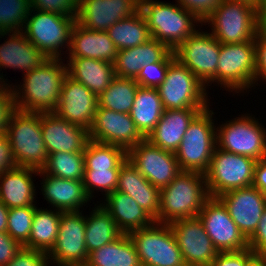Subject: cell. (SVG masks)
I'll use <instances>...</instances> for the list:
<instances>
[{
    "label": "cell",
    "mask_w": 266,
    "mask_h": 266,
    "mask_svg": "<svg viewBox=\"0 0 266 266\" xmlns=\"http://www.w3.org/2000/svg\"><path fill=\"white\" fill-rule=\"evenodd\" d=\"M62 60L48 59L40 67L23 74L21 86H11L17 110L42 113L55 111L67 76V66Z\"/></svg>",
    "instance_id": "6da1fadb"
},
{
    "label": "cell",
    "mask_w": 266,
    "mask_h": 266,
    "mask_svg": "<svg viewBox=\"0 0 266 266\" xmlns=\"http://www.w3.org/2000/svg\"><path fill=\"white\" fill-rule=\"evenodd\" d=\"M209 197L205 174L181 171L160 189L159 215L155 221L169 224L177 219L197 217Z\"/></svg>",
    "instance_id": "7a4b0ae2"
},
{
    "label": "cell",
    "mask_w": 266,
    "mask_h": 266,
    "mask_svg": "<svg viewBox=\"0 0 266 266\" xmlns=\"http://www.w3.org/2000/svg\"><path fill=\"white\" fill-rule=\"evenodd\" d=\"M140 10L152 38L172 51L198 30V23L202 26V21L178 2L171 4L157 0H140Z\"/></svg>",
    "instance_id": "3957f363"
},
{
    "label": "cell",
    "mask_w": 266,
    "mask_h": 266,
    "mask_svg": "<svg viewBox=\"0 0 266 266\" xmlns=\"http://www.w3.org/2000/svg\"><path fill=\"white\" fill-rule=\"evenodd\" d=\"M8 136L17 166L41 170L48 153L41 130V112L15 110L11 115Z\"/></svg>",
    "instance_id": "277c9868"
},
{
    "label": "cell",
    "mask_w": 266,
    "mask_h": 266,
    "mask_svg": "<svg viewBox=\"0 0 266 266\" xmlns=\"http://www.w3.org/2000/svg\"><path fill=\"white\" fill-rule=\"evenodd\" d=\"M207 23L211 34L224 44L255 42L259 33L257 7L243 1L222 0L202 25Z\"/></svg>",
    "instance_id": "5b68a950"
},
{
    "label": "cell",
    "mask_w": 266,
    "mask_h": 266,
    "mask_svg": "<svg viewBox=\"0 0 266 266\" xmlns=\"http://www.w3.org/2000/svg\"><path fill=\"white\" fill-rule=\"evenodd\" d=\"M210 107L201 111L189 124L178 150L176 159L181 171L205 174L216 148V125Z\"/></svg>",
    "instance_id": "8992f818"
},
{
    "label": "cell",
    "mask_w": 266,
    "mask_h": 266,
    "mask_svg": "<svg viewBox=\"0 0 266 266\" xmlns=\"http://www.w3.org/2000/svg\"><path fill=\"white\" fill-rule=\"evenodd\" d=\"M75 22L76 16H63L31 8L22 32L48 59H62L61 52H65V47L66 52L69 51Z\"/></svg>",
    "instance_id": "52a82bcc"
},
{
    "label": "cell",
    "mask_w": 266,
    "mask_h": 266,
    "mask_svg": "<svg viewBox=\"0 0 266 266\" xmlns=\"http://www.w3.org/2000/svg\"><path fill=\"white\" fill-rule=\"evenodd\" d=\"M205 85L176 58L169 64L164 81L157 87L164 110L208 108Z\"/></svg>",
    "instance_id": "ba28073f"
},
{
    "label": "cell",
    "mask_w": 266,
    "mask_h": 266,
    "mask_svg": "<svg viewBox=\"0 0 266 266\" xmlns=\"http://www.w3.org/2000/svg\"><path fill=\"white\" fill-rule=\"evenodd\" d=\"M216 148L259 161L266 157V129L252 114H241L217 126Z\"/></svg>",
    "instance_id": "9c48e42d"
},
{
    "label": "cell",
    "mask_w": 266,
    "mask_h": 266,
    "mask_svg": "<svg viewBox=\"0 0 266 266\" xmlns=\"http://www.w3.org/2000/svg\"><path fill=\"white\" fill-rule=\"evenodd\" d=\"M256 160L218 148L214 149L208 171L205 173L210 197L253 184Z\"/></svg>",
    "instance_id": "30bf717a"
},
{
    "label": "cell",
    "mask_w": 266,
    "mask_h": 266,
    "mask_svg": "<svg viewBox=\"0 0 266 266\" xmlns=\"http://www.w3.org/2000/svg\"><path fill=\"white\" fill-rule=\"evenodd\" d=\"M141 266H179L184 263L169 224L154 221L129 233Z\"/></svg>",
    "instance_id": "8fae6325"
},
{
    "label": "cell",
    "mask_w": 266,
    "mask_h": 266,
    "mask_svg": "<svg viewBox=\"0 0 266 266\" xmlns=\"http://www.w3.org/2000/svg\"><path fill=\"white\" fill-rule=\"evenodd\" d=\"M255 74L254 42L221 43L217 84L228 92L243 93L253 87Z\"/></svg>",
    "instance_id": "7c38bea8"
},
{
    "label": "cell",
    "mask_w": 266,
    "mask_h": 266,
    "mask_svg": "<svg viewBox=\"0 0 266 266\" xmlns=\"http://www.w3.org/2000/svg\"><path fill=\"white\" fill-rule=\"evenodd\" d=\"M220 47L221 43L210 32L197 30L173 52L175 58L207 87L217 83Z\"/></svg>",
    "instance_id": "4fadbf2b"
},
{
    "label": "cell",
    "mask_w": 266,
    "mask_h": 266,
    "mask_svg": "<svg viewBox=\"0 0 266 266\" xmlns=\"http://www.w3.org/2000/svg\"><path fill=\"white\" fill-rule=\"evenodd\" d=\"M198 217L218 252H235L249 248L248 240L218 197H209Z\"/></svg>",
    "instance_id": "5bb4252c"
},
{
    "label": "cell",
    "mask_w": 266,
    "mask_h": 266,
    "mask_svg": "<svg viewBox=\"0 0 266 266\" xmlns=\"http://www.w3.org/2000/svg\"><path fill=\"white\" fill-rule=\"evenodd\" d=\"M82 212L61 213L57 241L48 253L51 265L87 263L89 253L85 243V216Z\"/></svg>",
    "instance_id": "9a60e30c"
},
{
    "label": "cell",
    "mask_w": 266,
    "mask_h": 266,
    "mask_svg": "<svg viewBox=\"0 0 266 266\" xmlns=\"http://www.w3.org/2000/svg\"><path fill=\"white\" fill-rule=\"evenodd\" d=\"M127 159L155 187L167 186L181 172L176 155L147 139L127 151Z\"/></svg>",
    "instance_id": "2e32d148"
},
{
    "label": "cell",
    "mask_w": 266,
    "mask_h": 266,
    "mask_svg": "<svg viewBox=\"0 0 266 266\" xmlns=\"http://www.w3.org/2000/svg\"><path fill=\"white\" fill-rule=\"evenodd\" d=\"M169 225L185 263L194 266H211L218 251L198 216L177 219Z\"/></svg>",
    "instance_id": "e0dca14e"
},
{
    "label": "cell",
    "mask_w": 266,
    "mask_h": 266,
    "mask_svg": "<svg viewBox=\"0 0 266 266\" xmlns=\"http://www.w3.org/2000/svg\"><path fill=\"white\" fill-rule=\"evenodd\" d=\"M89 139L99 143L117 145L128 151L145 137L137 129L130 113L97 108Z\"/></svg>",
    "instance_id": "ac0fdd59"
},
{
    "label": "cell",
    "mask_w": 266,
    "mask_h": 266,
    "mask_svg": "<svg viewBox=\"0 0 266 266\" xmlns=\"http://www.w3.org/2000/svg\"><path fill=\"white\" fill-rule=\"evenodd\" d=\"M98 107V97L84 84L65 77L54 111L60 118L90 130Z\"/></svg>",
    "instance_id": "d6986e66"
},
{
    "label": "cell",
    "mask_w": 266,
    "mask_h": 266,
    "mask_svg": "<svg viewBox=\"0 0 266 266\" xmlns=\"http://www.w3.org/2000/svg\"><path fill=\"white\" fill-rule=\"evenodd\" d=\"M218 198L226 206L230 217L248 240L254 234L266 209V196L251 185L227 191Z\"/></svg>",
    "instance_id": "ffe728a7"
},
{
    "label": "cell",
    "mask_w": 266,
    "mask_h": 266,
    "mask_svg": "<svg viewBox=\"0 0 266 266\" xmlns=\"http://www.w3.org/2000/svg\"><path fill=\"white\" fill-rule=\"evenodd\" d=\"M140 9V0H78L76 21L89 30L107 31Z\"/></svg>",
    "instance_id": "44dd1931"
},
{
    "label": "cell",
    "mask_w": 266,
    "mask_h": 266,
    "mask_svg": "<svg viewBox=\"0 0 266 266\" xmlns=\"http://www.w3.org/2000/svg\"><path fill=\"white\" fill-rule=\"evenodd\" d=\"M41 130L48 154L82 152L89 140L84 127L70 123L54 112H41Z\"/></svg>",
    "instance_id": "7402d4cb"
},
{
    "label": "cell",
    "mask_w": 266,
    "mask_h": 266,
    "mask_svg": "<svg viewBox=\"0 0 266 266\" xmlns=\"http://www.w3.org/2000/svg\"><path fill=\"white\" fill-rule=\"evenodd\" d=\"M5 35H8V38L0 45V71L2 68H11L22 70L24 74H27L35 68L40 67L48 60V58L26 38L22 31L0 33V38H4ZM1 74L0 83L10 85V82H6L7 79L4 78L3 72Z\"/></svg>",
    "instance_id": "603a6c76"
},
{
    "label": "cell",
    "mask_w": 266,
    "mask_h": 266,
    "mask_svg": "<svg viewBox=\"0 0 266 266\" xmlns=\"http://www.w3.org/2000/svg\"><path fill=\"white\" fill-rule=\"evenodd\" d=\"M206 108L164 110L156 127L145 138L151 144L175 153L192 120Z\"/></svg>",
    "instance_id": "cb8c5ba5"
},
{
    "label": "cell",
    "mask_w": 266,
    "mask_h": 266,
    "mask_svg": "<svg viewBox=\"0 0 266 266\" xmlns=\"http://www.w3.org/2000/svg\"><path fill=\"white\" fill-rule=\"evenodd\" d=\"M39 176H42V195L55 210L81 211L80 208L91 200L85 192L83 181L56 177L42 170H39Z\"/></svg>",
    "instance_id": "d4e9b609"
},
{
    "label": "cell",
    "mask_w": 266,
    "mask_h": 266,
    "mask_svg": "<svg viewBox=\"0 0 266 266\" xmlns=\"http://www.w3.org/2000/svg\"><path fill=\"white\" fill-rule=\"evenodd\" d=\"M118 49L107 31L89 30L77 21L72 27L69 58H91L114 63Z\"/></svg>",
    "instance_id": "484cf974"
},
{
    "label": "cell",
    "mask_w": 266,
    "mask_h": 266,
    "mask_svg": "<svg viewBox=\"0 0 266 266\" xmlns=\"http://www.w3.org/2000/svg\"><path fill=\"white\" fill-rule=\"evenodd\" d=\"M35 175H39L38 170L23 166H17L1 174L0 201L8 209L35 206L37 193L33 183Z\"/></svg>",
    "instance_id": "4316f807"
},
{
    "label": "cell",
    "mask_w": 266,
    "mask_h": 266,
    "mask_svg": "<svg viewBox=\"0 0 266 266\" xmlns=\"http://www.w3.org/2000/svg\"><path fill=\"white\" fill-rule=\"evenodd\" d=\"M116 190L131 196L154 220L158 218L160 189L153 186L129 160L120 167Z\"/></svg>",
    "instance_id": "83f0119b"
},
{
    "label": "cell",
    "mask_w": 266,
    "mask_h": 266,
    "mask_svg": "<svg viewBox=\"0 0 266 266\" xmlns=\"http://www.w3.org/2000/svg\"><path fill=\"white\" fill-rule=\"evenodd\" d=\"M101 205L110 213L123 234L151 225L155 220L129 195L115 190ZM104 203V204H103Z\"/></svg>",
    "instance_id": "f1b7e54d"
},
{
    "label": "cell",
    "mask_w": 266,
    "mask_h": 266,
    "mask_svg": "<svg viewBox=\"0 0 266 266\" xmlns=\"http://www.w3.org/2000/svg\"><path fill=\"white\" fill-rule=\"evenodd\" d=\"M67 75L84 84L97 97L116 77L114 63L91 58H68Z\"/></svg>",
    "instance_id": "f546056e"
},
{
    "label": "cell",
    "mask_w": 266,
    "mask_h": 266,
    "mask_svg": "<svg viewBox=\"0 0 266 266\" xmlns=\"http://www.w3.org/2000/svg\"><path fill=\"white\" fill-rule=\"evenodd\" d=\"M171 50L156 39H150L144 44L119 50L114 62L117 77L135 79L141 67L146 63L161 61Z\"/></svg>",
    "instance_id": "4dcf8cb0"
},
{
    "label": "cell",
    "mask_w": 266,
    "mask_h": 266,
    "mask_svg": "<svg viewBox=\"0 0 266 266\" xmlns=\"http://www.w3.org/2000/svg\"><path fill=\"white\" fill-rule=\"evenodd\" d=\"M164 112L157 88L139 86L130 112L139 132L146 138Z\"/></svg>",
    "instance_id": "1f68e13d"
},
{
    "label": "cell",
    "mask_w": 266,
    "mask_h": 266,
    "mask_svg": "<svg viewBox=\"0 0 266 266\" xmlns=\"http://www.w3.org/2000/svg\"><path fill=\"white\" fill-rule=\"evenodd\" d=\"M88 266H141L135 245L129 234L89 253Z\"/></svg>",
    "instance_id": "d6a6232c"
},
{
    "label": "cell",
    "mask_w": 266,
    "mask_h": 266,
    "mask_svg": "<svg viewBox=\"0 0 266 266\" xmlns=\"http://www.w3.org/2000/svg\"><path fill=\"white\" fill-rule=\"evenodd\" d=\"M122 234L101 203L97 206L95 204L89 216H85V243L88 253L113 242Z\"/></svg>",
    "instance_id": "836d02e7"
},
{
    "label": "cell",
    "mask_w": 266,
    "mask_h": 266,
    "mask_svg": "<svg viewBox=\"0 0 266 266\" xmlns=\"http://www.w3.org/2000/svg\"><path fill=\"white\" fill-rule=\"evenodd\" d=\"M61 213L55 209L36 208L29 239L23 247L49 253L57 241Z\"/></svg>",
    "instance_id": "e575fe53"
},
{
    "label": "cell",
    "mask_w": 266,
    "mask_h": 266,
    "mask_svg": "<svg viewBox=\"0 0 266 266\" xmlns=\"http://www.w3.org/2000/svg\"><path fill=\"white\" fill-rule=\"evenodd\" d=\"M107 33L118 51L136 47L152 39L147 21L140 9L132 16L114 23Z\"/></svg>",
    "instance_id": "d590c367"
},
{
    "label": "cell",
    "mask_w": 266,
    "mask_h": 266,
    "mask_svg": "<svg viewBox=\"0 0 266 266\" xmlns=\"http://www.w3.org/2000/svg\"><path fill=\"white\" fill-rule=\"evenodd\" d=\"M139 84L132 78L115 77L98 97V107L130 113Z\"/></svg>",
    "instance_id": "8d00e7d4"
},
{
    "label": "cell",
    "mask_w": 266,
    "mask_h": 266,
    "mask_svg": "<svg viewBox=\"0 0 266 266\" xmlns=\"http://www.w3.org/2000/svg\"><path fill=\"white\" fill-rule=\"evenodd\" d=\"M45 174L68 180L84 179V152H57L48 154L47 162L41 169Z\"/></svg>",
    "instance_id": "74e56055"
},
{
    "label": "cell",
    "mask_w": 266,
    "mask_h": 266,
    "mask_svg": "<svg viewBox=\"0 0 266 266\" xmlns=\"http://www.w3.org/2000/svg\"><path fill=\"white\" fill-rule=\"evenodd\" d=\"M83 152L85 168H120L128 160L127 151L124 148L90 139Z\"/></svg>",
    "instance_id": "f35d334b"
},
{
    "label": "cell",
    "mask_w": 266,
    "mask_h": 266,
    "mask_svg": "<svg viewBox=\"0 0 266 266\" xmlns=\"http://www.w3.org/2000/svg\"><path fill=\"white\" fill-rule=\"evenodd\" d=\"M30 0H0V33L23 31Z\"/></svg>",
    "instance_id": "ab89813d"
},
{
    "label": "cell",
    "mask_w": 266,
    "mask_h": 266,
    "mask_svg": "<svg viewBox=\"0 0 266 266\" xmlns=\"http://www.w3.org/2000/svg\"><path fill=\"white\" fill-rule=\"evenodd\" d=\"M120 168H85L84 189L87 196L92 200L94 190L105 192V197L114 192L118 185Z\"/></svg>",
    "instance_id": "60d3db41"
},
{
    "label": "cell",
    "mask_w": 266,
    "mask_h": 266,
    "mask_svg": "<svg viewBox=\"0 0 266 266\" xmlns=\"http://www.w3.org/2000/svg\"><path fill=\"white\" fill-rule=\"evenodd\" d=\"M37 206L10 208L6 232L22 246L28 241Z\"/></svg>",
    "instance_id": "b9f144b4"
},
{
    "label": "cell",
    "mask_w": 266,
    "mask_h": 266,
    "mask_svg": "<svg viewBox=\"0 0 266 266\" xmlns=\"http://www.w3.org/2000/svg\"><path fill=\"white\" fill-rule=\"evenodd\" d=\"M174 59L175 55L171 50L161 61L146 63L141 67L134 80L141 87L157 88L164 81L169 64Z\"/></svg>",
    "instance_id": "7bdbcfd3"
},
{
    "label": "cell",
    "mask_w": 266,
    "mask_h": 266,
    "mask_svg": "<svg viewBox=\"0 0 266 266\" xmlns=\"http://www.w3.org/2000/svg\"><path fill=\"white\" fill-rule=\"evenodd\" d=\"M32 9L63 16H76L78 0H30Z\"/></svg>",
    "instance_id": "ee69618b"
},
{
    "label": "cell",
    "mask_w": 266,
    "mask_h": 266,
    "mask_svg": "<svg viewBox=\"0 0 266 266\" xmlns=\"http://www.w3.org/2000/svg\"><path fill=\"white\" fill-rule=\"evenodd\" d=\"M11 86L0 84V136L6 134L11 115L16 110Z\"/></svg>",
    "instance_id": "f6af8a7d"
},
{
    "label": "cell",
    "mask_w": 266,
    "mask_h": 266,
    "mask_svg": "<svg viewBox=\"0 0 266 266\" xmlns=\"http://www.w3.org/2000/svg\"><path fill=\"white\" fill-rule=\"evenodd\" d=\"M48 253L22 247L6 266H50Z\"/></svg>",
    "instance_id": "bcb514c9"
},
{
    "label": "cell",
    "mask_w": 266,
    "mask_h": 266,
    "mask_svg": "<svg viewBox=\"0 0 266 266\" xmlns=\"http://www.w3.org/2000/svg\"><path fill=\"white\" fill-rule=\"evenodd\" d=\"M255 74L253 87L260 82H266V34L258 33L255 37ZM262 80V81H261Z\"/></svg>",
    "instance_id": "7dc6e473"
},
{
    "label": "cell",
    "mask_w": 266,
    "mask_h": 266,
    "mask_svg": "<svg viewBox=\"0 0 266 266\" xmlns=\"http://www.w3.org/2000/svg\"><path fill=\"white\" fill-rule=\"evenodd\" d=\"M186 10L204 21L222 2V0H175Z\"/></svg>",
    "instance_id": "c3c4849f"
},
{
    "label": "cell",
    "mask_w": 266,
    "mask_h": 266,
    "mask_svg": "<svg viewBox=\"0 0 266 266\" xmlns=\"http://www.w3.org/2000/svg\"><path fill=\"white\" fill-rule=\"evenodd\" d=\"M254 255L249 248L235 252H218L211 266H245Z\"/></svg>",
    "instance_id": "681fc988"
},
{
    "label": "cell",
    "mask_w": 266,
    "mask_h": 266,
    "mask_svg": "<svg viewBox=\"0 0 266 266\" xmlns=\"http://www.w3.org/2000/svg\"><path fill=\"white\" fill-rule=\"evenodd\" d=\"M22 247L7 232H0V266H6Z\"/></svg>",
    "instance_id": "f907efd6"
},
{
    "label": "cell",
    "mask_w": 266,
    "mask_h": 266,
    "mask_svg": "<svg viewBox=\"0 0 266 266\" xmlns=\"http://www.w3.org/2000/svg\"><path fill=\"white\" fill-rule=\"evenodd\" d=\"M248 247L255 254L266 256V209L259 220L254 234L248 239Z\"/></svg>",
    "instance_id": "816d5d0a"
},
{
    "label": "cell",
    "mask_w": 266,
    "mask_h": 266,
    "mask_svg": "<svg viewBox=\"0 0 266 266\" xmlns=\"http://www.w3.org/2000/svg\"><path fill=\"white\" fill-rule=\"evenodd\" d=\"M17 167L8 136H0V175Z\"/></svg>",
    "instance_id": "f5cc1de1"
},
{
    "label": "cell",
    "mask_w": 266,
    "mask_h": 266,
    "mask_svg": "<svg viewBox=\"0 0 266 266\" xmlns=\"http://www.w3.org/2000/svg\"><path fill=\"white\" fill-rule=\"evenodd\" d=\"M252 185L266 196V157L256 162Z\"/></svg>",
    "instance_id": "db71d44e"
},
{
    "label": "cell",
    "mask_w": 266,
    "mask_h": 266,
    "mask_svg": "<svg viewBox=\"0 0 266 266\" xmlns=\"http://www.w3.org/2000/svg\"><path fill=\"white\" fill-rule=\"evenodd\" d=\"M257 27L260 33L266 34V0H260L257 7Z\"/></svg>",
    "instance_id": "11a10c76"
},
{
    "label": "cell",
    "mask_w": 266,
    "mask_h": 266,
    "mask_svg": "<svg viewBox=\"0 0 266 266\" xmlns=\"http://www.w3.org/2000/svg\"><path fill=\"white\" fill-rule=\"evenodd\" d=\"M9 209L0 201V232H6Z\"/></svg>",
    "instance_id": "9f6ffc18"
},
{
    "label": "cell",
    "mask_w": 266,
    "mask_h": 266,
    "mask_svg": "<svg viewBox=\"0 0 266 266\" xmlns=\"http://www.w3.org/2000/svg\"><path fill=\"white\" fill-rule=\"evenodd\" d=\"M245 266H266V256L255 254Z\"/></svg>",
    "instance_id": "6f0895ef"
},
{
    "label": "cell",
    "mask_w": 266,
    "mask_h": 266,
    "mask_svg": "<svg viewBox=\"0 0 266 266\" xmlns=\"http://www.w3.org/2000/svg\"><path fill=\"white\" fill-rule=\"evenodd\" d=\"M235 1H243L247 2L255 7H258L260 0H235Z\"/></svg>",
    "instance_id": "680465c9"
},
{
    "label": "cell",
    "mask_w": 266,
    "mask_h": 266,
    "mask_svg": "<svg viewBox=\"0 0 266 266\" xmlns=\"http://www.w3.org/2000/svg\"><path fill=\"white\" fill-rule=\"evenodd\" d=\"M65 266H88V265L84 263V264H72V265H65Z\"/></svg>",
    "instance_id": "91938a15"
},
{
    "label": "cell",
    "mask_w": 266,
    "mask_h": 266,
    "mask_svg": "<svg viewBox=\"0 0 266 266\" xmlns=\"http://www.w3.org/2000/svg\"><path fill=\"white\" fill-rule=\"evenodd\" d=\"M179 266H194V265H189V264H187V263L184 262L183 264H181Z\"/></svg>",
    "instance_id": "94428289"
}]
</instances>
